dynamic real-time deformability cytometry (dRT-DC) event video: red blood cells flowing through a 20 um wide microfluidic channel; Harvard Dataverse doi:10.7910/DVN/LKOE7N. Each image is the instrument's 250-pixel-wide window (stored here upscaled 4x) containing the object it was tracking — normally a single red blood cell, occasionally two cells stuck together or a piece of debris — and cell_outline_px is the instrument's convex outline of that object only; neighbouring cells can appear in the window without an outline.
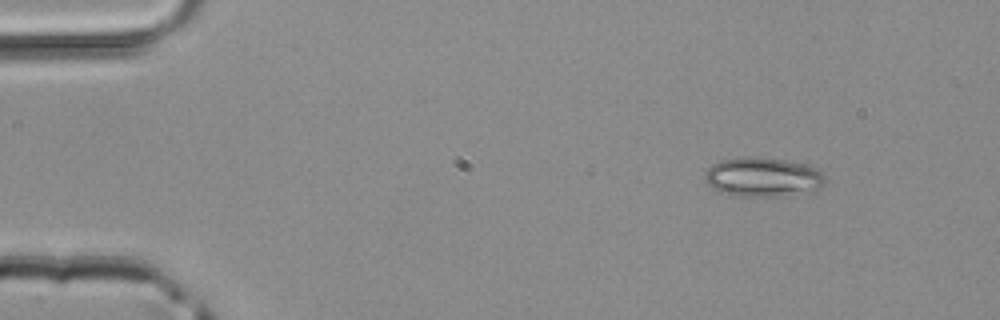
{"species": "common noctule bat (a hibernating species)", "species_latin": "Nyctalus noctula", "temperature_condition": "room temperature", "stored_images_in_passage": 43, "camera_frame_rate_fps": 3000, "um_per_image_px": 0.085, "animal": {"sex": "male", "body_mass_g": 20.4}, "frame": {"image": 1, "passage_image": 1, "time_ms": 0.0, "image_size_px": [1000, 320], "cell_outline_px": [[824, 184], [820, 188], [772, 196], [740, 196], [720, 192], [712, 188], [704, 180], [704, 172], [712, 164], [720, 160], [756, 156], [784, 160], [808, 164], [820, 168], [824, 176]], "centroid_in_image_um": [64.81, 15.02], "position_along_channel_um": 20.2, "area_um2": 27.34}}
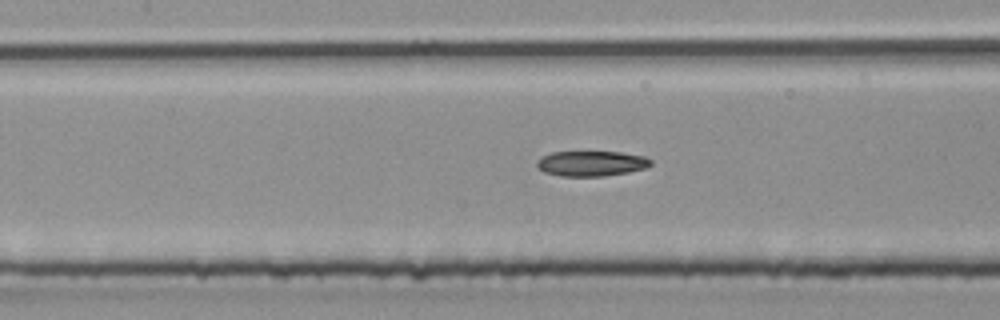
{"frame": {"image": 2, "passage_image": 17, "time_ms": 5.333, "image_size_px": [1000, 320], "cell_outline_px": [[652, 164], [644, 168], [628, 172], [604, 176], [560, 176], [544, 172], [536, 168], [536, 160], [540, 156], [552, 152], [620, 152], [644, 156], [652, 160]], "centroid_in_image_um": [50.21, 13.89], "position_along_channel_um": 157.2, "area_um2": 16.88}}
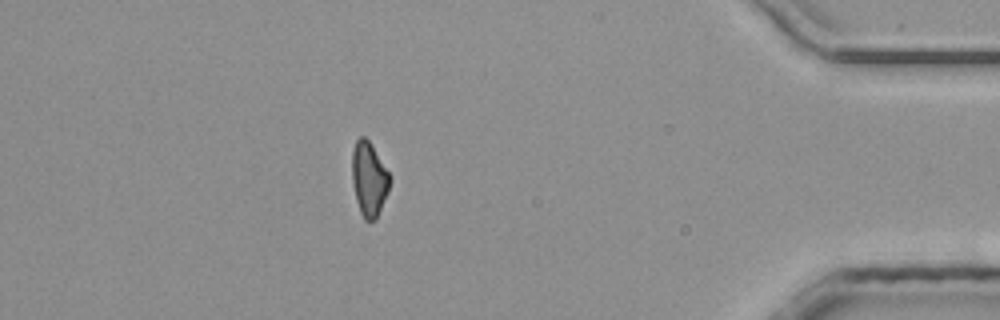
{"frame": {"image": 3, "passage_image": 37, "time_ms": 12.0, "image_size_px": [1000, 320], "cell_outline_px": [[392, 180], [388, 192], [376, 220], [364, 220], [360, 212], [356, 200], [352, 180], [352, 152], [356, 140], [360, 136], [364, 136], [368, 140], [392, 176]], "centroid_in_image_um": [31.38, 15.23], "position_along_channel_um": 403.8, "area_um2": 16.47}}